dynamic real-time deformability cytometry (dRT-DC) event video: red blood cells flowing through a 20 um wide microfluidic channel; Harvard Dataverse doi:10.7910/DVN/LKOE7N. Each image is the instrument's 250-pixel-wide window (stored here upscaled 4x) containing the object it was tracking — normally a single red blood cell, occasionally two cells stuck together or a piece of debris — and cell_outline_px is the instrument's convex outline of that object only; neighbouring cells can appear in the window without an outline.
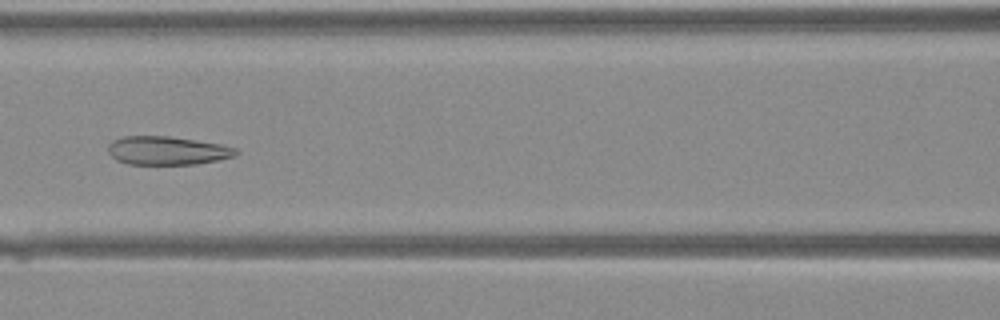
{"species": "Egyptian fruit bat (a non-hibernating species)", "species_latin": "Rousettus aegyptiacus", "temperature_condition": "warm", "stored_images_in_passage": 29, "camera_frame_rate_fps": 3000, "um_per_image_px": 0.085, "animal": {"sex": "female"}, "frame": {"image": 1, "passage_image": 11, "time_ms": 3.333, "image_size_px": [1000, 320], "cell_outline_px": [[240, 152], [232, 156], [216, 160], [196, 164], [128, 164], [116, 160], [108, 152], [108, 144], [112, 140], [124, 136], [168, 136], [196, 140], [220, 144], [236, 148]], "centroid_in_image_um": [14.18, 12.79], "position_along_channel_um": 152.4, "area_um2": 21.15}}
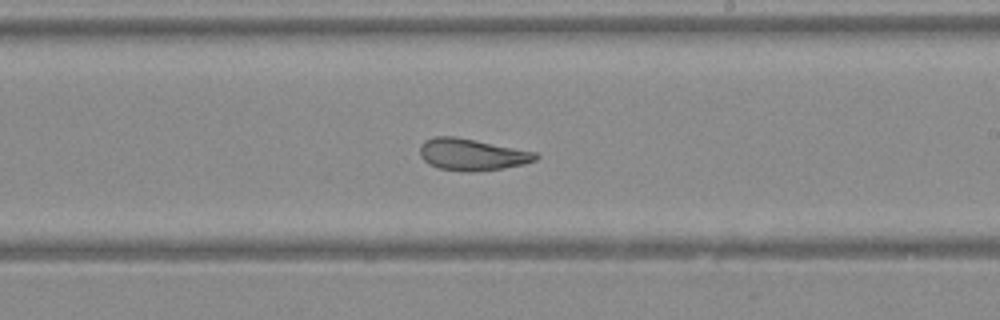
{"frame": {"image": 2, "passage_image": 17, "time_ms": 5.333, "image_size_px": [1000, 320], "cell_outline_px": [[540, 156], [536, 160], [524, 164], [500, 168], [472, 172], [464, 172], [436, 168], [428, 164], [420, 156], [420, 144], [424, 140], [432, 136], [452, 136], [536, 152]], "centroid_in_image_um": [40.06, 13.14], "position_along_channel_um": 248.9, "area_um2": 21.39}}
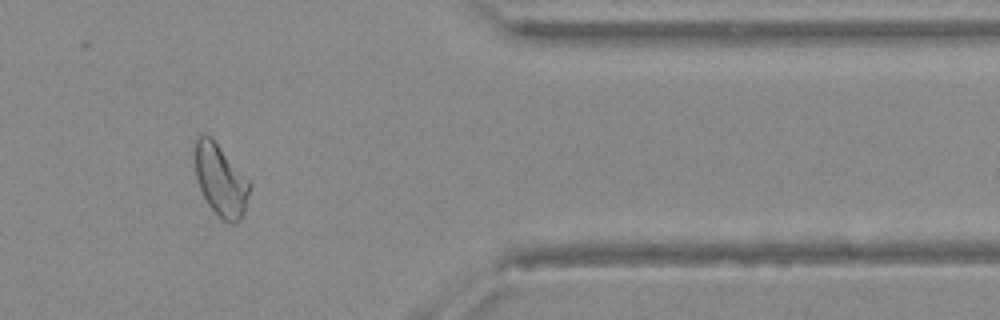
{"frame": {"image": 3, "passage_image": 27, "time_ms": 8.667, "image_size_px": [1000, 320], "cell_outline_px": [[252, 188], [244, 212], [240, 220], [232, 224], [224, 220], [208, 204], [200, 188], [196, 176], [196, 140], [204, 132], [216, 144], [252, 184]], "centroid_in_image_um": [18.79, 15.37], "position_along_channel_um": 392.6, "area_um2": 22.08}}